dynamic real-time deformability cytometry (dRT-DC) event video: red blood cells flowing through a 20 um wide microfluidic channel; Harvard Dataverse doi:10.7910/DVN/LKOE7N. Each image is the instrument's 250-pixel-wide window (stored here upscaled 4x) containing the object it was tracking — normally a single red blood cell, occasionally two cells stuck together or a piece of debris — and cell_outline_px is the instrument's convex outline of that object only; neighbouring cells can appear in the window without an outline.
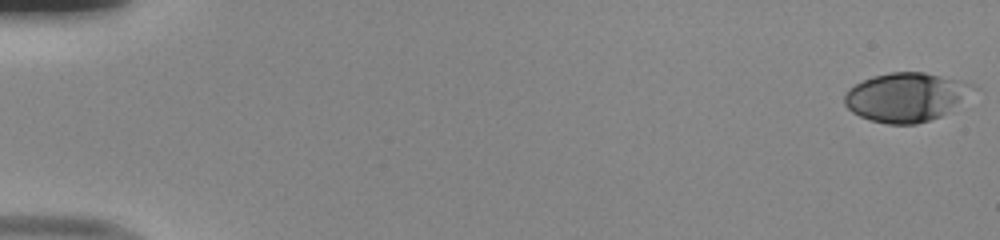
{"species": "human", "species_latin": "Homo sapiens", "temperature_condition": "room temperature", "stored_images_in_passage": 52, "camera_frame_rate_fps": 3000, "um_per_image_px": 0.085, "donor": {"sex": "male"}, "frame": {"image": 1, "passage_image": 1, "time_ms": 0.0, "image_size_px": [1000, 240], "cell_outline_px": [[980, 88], [940, 116], [916, 124], [888, 124], [868, 120], [852, 112], [844, 104], [844, 96], [848, 88], [872, 76], [888, 72], [924, 72], [972, 84]], "centroid_in_image_um": [76.99, 8.25], "position_along_channel_um": 8.0, "area_um2": 36.47}}
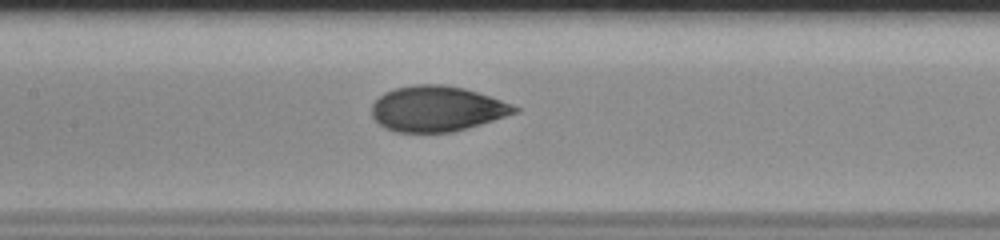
{"frame": {"image": 2, "passage_image": 26, "time_ms": 8.333, "image_size_px": [1000, 240], "cell_outline_px": [[520, 112], [468, 128], [452, 132], [396, 132], [384, 128], [372, 116], [372, 104], [384, 92], [396, 88], [416, 84], [444, 84], [464, 88], [512, 104], [520, 108]], "centroid_in_image_um": [37.15, 9.25], "position_along_channel_um": 170.3, "area_um2": 37.8}}
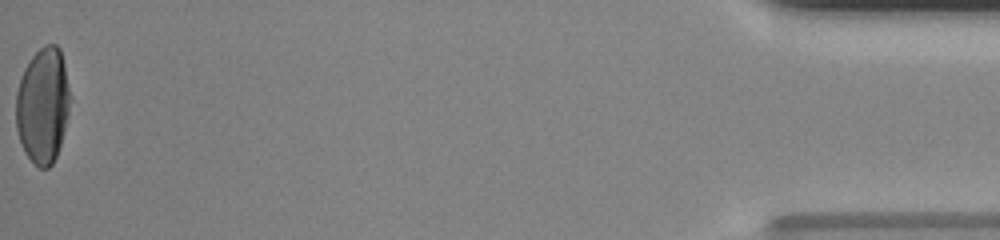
{"frame": {"image": 3, "passage_image": 52, "time_ms": 17.0, "image_size_px": [1000, 240], "cell_outline_px": [[72, 96], [68, 116], [60, 144], [56, 156], [52, 164], [48, 168], [40, 168], [24, 152], [16, 128], [16, 92], [24, 68], [32, 56], [44, 44], [56, 44], [60, 48]], "centroid_in_image_um": [3.66, 8.93], "position_along_channel_um": 431.5, "area_um2": 36.7}, "authors_computed_cell_mechanics": {"area_um2": 37.4833, "velocity_mm_per_s": 4.0492, "shape_relaxation_time_tau1_ms": 5.1059, "shape_relaxation_time_tau2_ms": null, "deformation_change_tau1": 0.2105, "deformation_change_tau2": null}}